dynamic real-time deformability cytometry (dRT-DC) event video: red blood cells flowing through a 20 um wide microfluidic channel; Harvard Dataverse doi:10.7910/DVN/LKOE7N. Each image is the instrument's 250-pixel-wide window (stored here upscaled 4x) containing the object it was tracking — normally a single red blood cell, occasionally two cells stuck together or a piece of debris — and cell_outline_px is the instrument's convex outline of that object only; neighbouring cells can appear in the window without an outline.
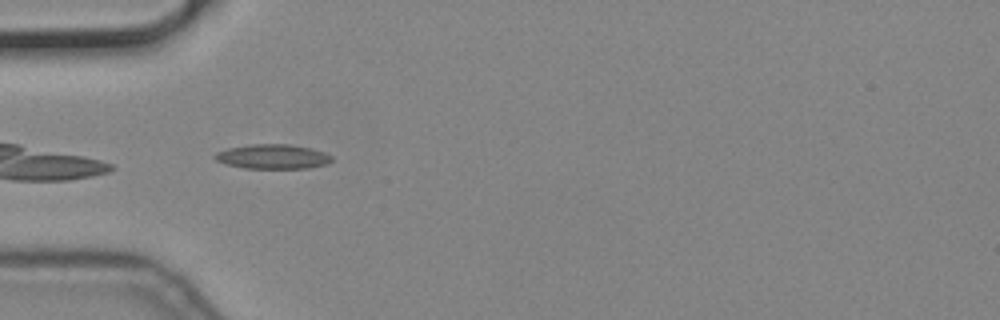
{"species": "common noctule bat (a hibernating species)", "species_latin": "Nyctalus noctula", "temperature_condition": "cold", "stored_images_in_passage": 5, "camera_frame_rate_fps": 3000, "um_per_image_px": 0.085, "animal": {"sex": "male", "body_mass_g": 19.2, "forearm_length_mm": 51.8}, "frame": {"image": 1, "passage_image": 3, "time_ms": 0.667, "image_size_px": [1000, 320], "cell_outline_px": [[332, 160], [328, 164], [308, 168], [244, 168], [224, 164], [216, 160], [212, 156], [216, 152], [228, 148], [252, 144], [288, 144], [308, 148], [324, 152], [332, 156]], "centroid_in_image_um": [23.15, 13.31], "position_along_channel_um": 61.8, "area_um2": 16.7}}